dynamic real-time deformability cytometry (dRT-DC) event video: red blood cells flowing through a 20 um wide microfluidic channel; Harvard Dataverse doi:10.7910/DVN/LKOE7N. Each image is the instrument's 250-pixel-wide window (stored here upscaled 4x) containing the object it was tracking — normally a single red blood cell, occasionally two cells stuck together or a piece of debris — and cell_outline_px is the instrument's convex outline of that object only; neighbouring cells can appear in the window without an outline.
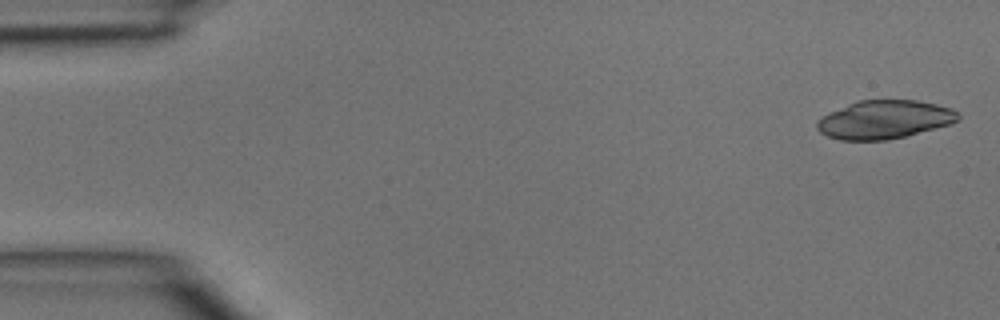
{"species": "common noctule bat (a hibernating species)", "species_latin": "Nyctalus noctula", "temperature_condition": "room temperature", "stored_images_in_passage": 5, "camera_frame_rate_fps": 3000, "um_per_image_px": 0.085, "animal": {"sex": "male", "body_mass_g": 15.6}, "frame": {"image": 1, "passage_image": 1, "time_ms": 0.0, "image_size_px": [1000, 320], "cell_outline_px": [[960, 116], [956, 120], [948, 124], [904, 136], [888, 140], [840, 140], [828, 136], [820, 132], [816, 128], [816, 124], [824, 116], [848, 104], [860, 100], [916, 100], [936, 104], [952, 108]], "centroid_in_image_um": [75.16, 10.16], "position_along_channel_um": 9.8, "area_um2": 30.98}}